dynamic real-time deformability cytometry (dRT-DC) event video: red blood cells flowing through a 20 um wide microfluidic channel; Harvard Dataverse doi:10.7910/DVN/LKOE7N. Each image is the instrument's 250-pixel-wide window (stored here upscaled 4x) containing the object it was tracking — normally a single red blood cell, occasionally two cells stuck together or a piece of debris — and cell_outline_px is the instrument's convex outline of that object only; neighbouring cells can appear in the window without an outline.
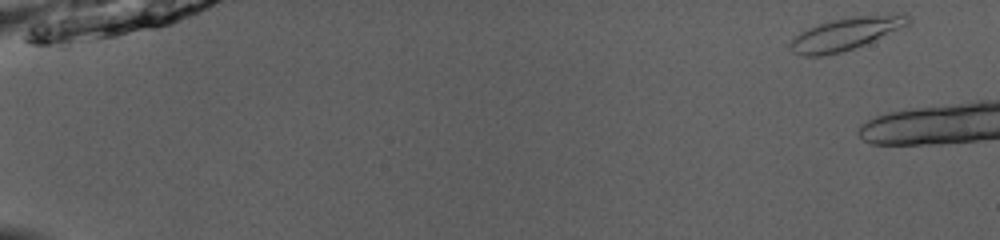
{"species": "common noctule bat (a hibernating species)", "species_latin": "Nyctalus noctula", "temperature_condition": "room temperature", "stored_images_in_passage": 12, "camera_frame_rate_fps": 3000, "um_per_image_px": 0.085, "animal": {"sex": "male", "body_mass_g": 13.0, "forearm_length_mm": 53.1}, "frame": {"image": 1, "passage_image": 1, "time_ms": 0.0, "image_size_px": [1000, 240], "cell_outline_px": [[912, 20], [908, 24], [864, 44], [840, 52], [824, 56], [804, 56], [792, 52], [788, 48], [788, 44], [800, 32], [808, 28], [832, 20], [852, 16], [900, 12], [904, 12]], "centroid_in_image_um": [71.89, 2.85], "position_along_channel_um": 13.1, "area_um2": 22.31}}